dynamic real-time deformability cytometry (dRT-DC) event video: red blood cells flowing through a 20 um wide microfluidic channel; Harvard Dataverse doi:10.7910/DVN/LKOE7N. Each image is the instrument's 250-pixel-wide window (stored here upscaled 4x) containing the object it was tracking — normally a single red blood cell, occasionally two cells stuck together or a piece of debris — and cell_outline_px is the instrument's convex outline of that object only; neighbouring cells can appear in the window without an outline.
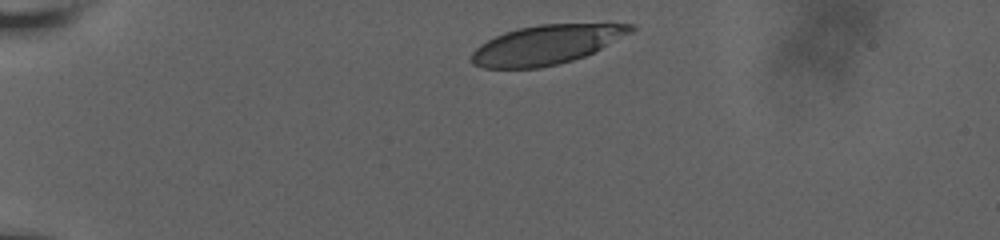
{"species": "human", "species_latin": "Homo sapiens", "temperature_condition": "room temperature", "stored_images_in_passage": 37, "camera_frame_rate_fps": 3000, "um_per_image_px": 0.085, "donor": {"sex": "male"}, "frame": {"image": 1, "passage_image": 1, "time_ms": 0.0, "image_size_px": [1000, 240], "cell_outline_px": [[636, 28], [632, 32], [584, 56], [572, 60], [540, 68], [484, 68], [472, 64], [468, 60], [472, 52], [480, 44], [504, 32], [516, 28], [540, 24], [636, 24]], "centroid_in_image_um": [46.38, 3.8], "position_along_channel_um": 38.6, "area_um2": 36.24}}
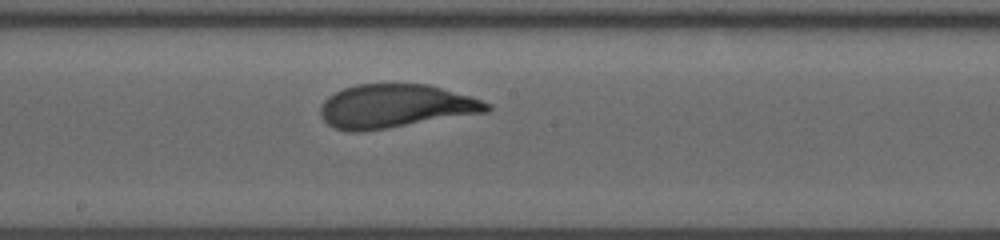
{"frame": {"image": 2, "passage_image": 21, "time_ms": 6.667, "image_size_px": [1000, 240], "cell_outline_px": [[492, 108], [488, 112], [388, 128], [360, 132], [352, 132], [336, 128], [328, 124], [320, 116], [320, 104], [328, 96], [344, 88], [356, 84], [428, 84], [472, 96], [492, 104]], "centroid_in_image_um": [33.63, 9.02], "position_along_channel_um": 214.6, "area_um2": 42.43}}
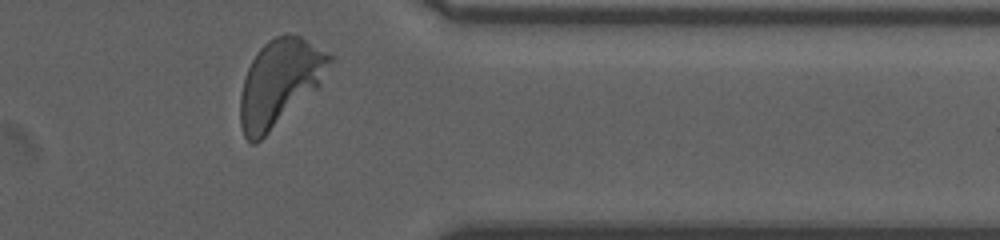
{"frame": {"image": 3, "passage_image": 36, "time_ms": 11.667, "image_size_px": [1000, 240], "cell_outline_px": [[336, 60], [320, 84], [316, 88], [256, 144], [252, 144], [244, 136], [240, 124], [240, 96], [244, 76], [256, 52], [268, 40], [276, 36], [300, 36], [336, 56]], "centroid_in_image_um": [23.79, 7.0], "position_along_channel_um": 387.6, "area_um2": 44.68}, "authors_computed_cell_mechanics": {"area_um2": 42.4252, "velocity_mm_per_s": 3.605, "shape_relaxation_time_tau1_ms": 3.2172, "shape_relaxation_time_tau2_ms": null, "deformation_change_tau1": 0.1723, "deformation_change_tau2": null}}